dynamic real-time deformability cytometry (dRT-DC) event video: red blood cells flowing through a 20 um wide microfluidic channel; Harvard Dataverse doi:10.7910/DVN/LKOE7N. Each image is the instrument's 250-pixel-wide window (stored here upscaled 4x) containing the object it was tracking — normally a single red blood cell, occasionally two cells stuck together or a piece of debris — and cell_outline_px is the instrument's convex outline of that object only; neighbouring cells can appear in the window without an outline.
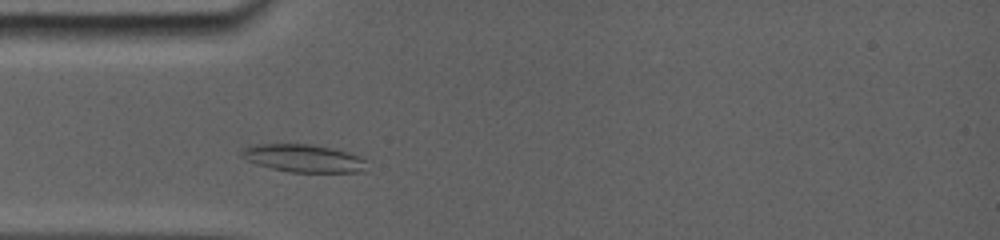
{"species": "common noctule bat (a hibernating species)", "species_latin": "Nyctalus noctula", "temperature_condition": "room temperature", "stored_images_in_passage": 9, "camera_frame_rate_fps": 5000, "um_per_image_px": 0.085, "animal": {"sex": "female", "body_mass_g": 19.0, "forearm_length_mm": 56.7}, "frame": {"image": 1, "passage_image": 3, "time_ms": 1.4, "image_size_px": [1000, 240], "cell_outline_px": [[368, 172], [288, 172], [272, 168], [248, 160], [240, 156], [240, 152], [248, 148], [264, 144], [304, 144], [328, 148], [344, 152], [368, 160]], "centroid_in_image_um": [25.89, 13.49], "position_along_channel_um": 59.1, "area_um2": 19.77}}
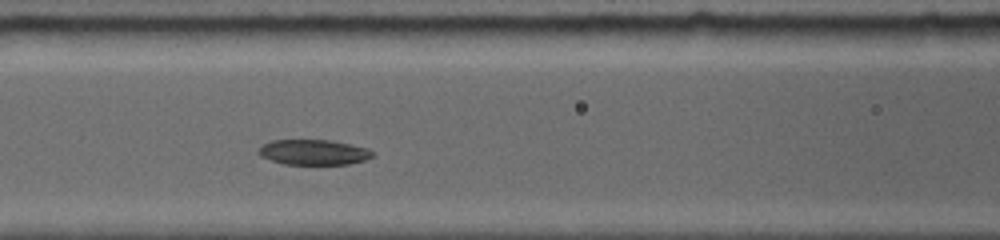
{"frame": {"image": 2, "passage_image": 6, "time_ms": 3.6, "image_size_px": [1000, 240], "cell_outline_px": [[372, 156], [364, 160], [348, 164], [284, 164], [260, 156], [256, 152], [264, 144], [272, 140], [328, 140], [368, 148], [372, 152]], "centroid_in_image_um": [26.62, 12.94], "position_along_channel_um": 140.0, "area_um2": 16.53}}
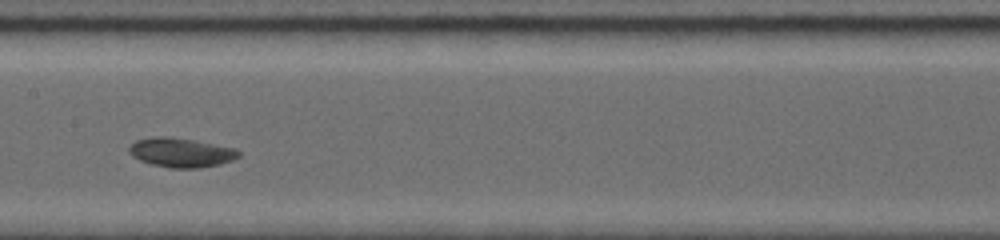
{"frame": {"image": 3, "passage_image": 8, "time_ms": 5.0, "image_size_px": [1000, 240], "cell_outline_px": [[240, 156], [232, 160], [220, 164], [200, 168], [172, 168], [152, 164], [140, 160], [132, 156], [128, 152], [128, 148], [136, 140], [164, 136], [192, 140], [232, 148], [240, 152]], "centroid_in_image_um": [15.37, 12.98], "position_along_channel_um": 192.0, "area_um2": 18.32}}